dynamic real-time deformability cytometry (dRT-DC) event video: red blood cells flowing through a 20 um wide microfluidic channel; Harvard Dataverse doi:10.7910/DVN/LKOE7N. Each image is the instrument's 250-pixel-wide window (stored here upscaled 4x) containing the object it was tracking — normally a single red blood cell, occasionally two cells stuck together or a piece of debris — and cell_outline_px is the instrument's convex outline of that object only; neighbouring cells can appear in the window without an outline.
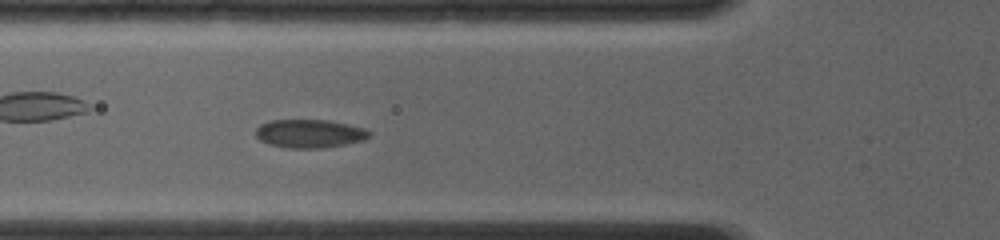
{"species": "common noctule bat (a hibernating species)", "species_latin": "Nyctalus noctula", "temperature_condition": "room temperature", "stored_images_in_passage": 61, "camera_frame_rate_fps": 4000, "um_per_image_px": 0.085, "animal": {"sex": "female", "body_mass_g": 19.0, "forearm_length_mm": 56.7}, "frame": {"image": 1, "passage_image": 21, "time_ms": 5.0, "image_size_px": [1000, 240], "cell_outline_px": [[372, 132], [364, 140], [344, 144], [320, 148], [288, 148], [272, 144], [260, 140], [256, 136], [256, 128], [260, 124], [268, 120], [328, 120], [348, 124], [364, 128]], "centroid_in_image_um": [26.31, 11.34], "position_along_channel_um": 99.5, "area_um2": 18.67}}
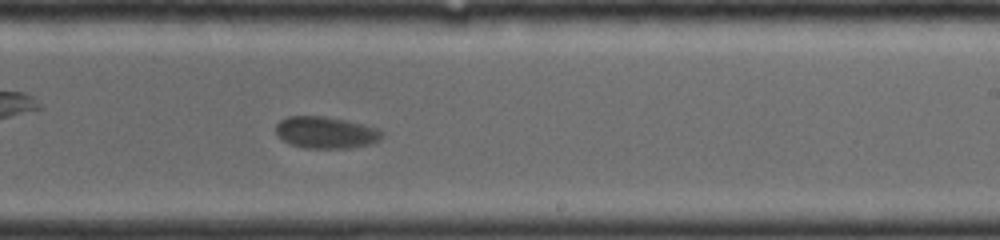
{"frame": {"image": 2, "passage_image": 37, "time_ms": 9.0, "image_size_px": [1000, 240], "cell_outline_px": [[384, 136], [380, 140], [372, 144], [348, 148], [304, 148], [288, 144], [276, 132], [276, 124], [280, 120], [288, 116], [324, 116], [344, 120], [376, 128], [384, 132]], "centroid_in_image_um": [27.7, 11.27], "position_along_channel_um": 261.3, "area_um2": 19.65}}
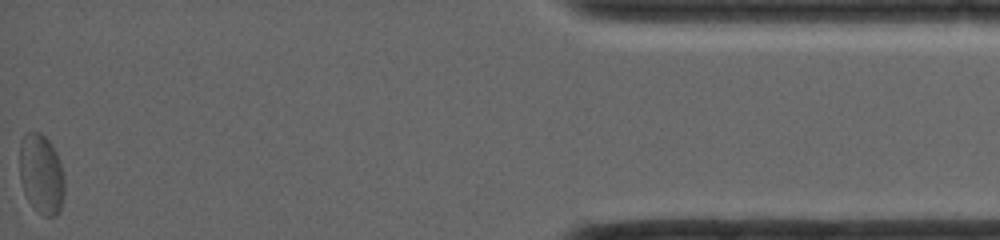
{"frame": {"image": 3, "passage_image": 61, "time_ms": 15.0, "image_size_px": [1000, 240], "cell_outline_px": [[64, 192], [60, 208], [56, 216], [44, 216], [28, 200], [24, 192], [20, 180], [20, 140], [28, 132], [40, 132], [52, 144], [60, 160], [64, 176]], "centroid_in_image_um": [3.52, 14.77], "position_along_channel_um": 431.7, "area_um2": 20.81}, "authors_computed_cell_mechanics": {"area_um2": 20.1144, "velocity_mm_per_s": 4.059, "shape_relaxation_time_tau1_ms": 1.7582, "shape_relaxation_time_tau2_ms": null, "deformation_change_tau1": 0.0625, "deformation_change_tau2": null}}